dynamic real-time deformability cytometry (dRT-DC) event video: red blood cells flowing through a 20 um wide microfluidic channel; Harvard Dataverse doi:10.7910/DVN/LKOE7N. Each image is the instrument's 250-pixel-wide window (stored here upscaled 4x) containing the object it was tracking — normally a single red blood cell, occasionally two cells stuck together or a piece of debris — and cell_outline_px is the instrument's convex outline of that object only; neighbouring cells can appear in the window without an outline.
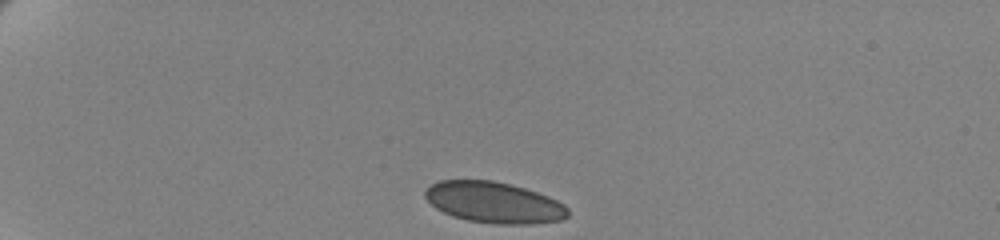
{"species": "human", "species_latin": "Homo sapiens", "temperature_condition": "cold", "stored_images_in_passage": 45, "camera_frame_rate_fps": 3000, "um_per_image_px": 0.085, "donor": {"sex": "female"}, "frame": {"image": 1, "passage_image": 1, "time_ms": 0.0, "image_size_px": [1000, 240], "cell_outline_px": [[568, 216], [560, 220], [532, 224], [496, 224], [468, 220], [452, 216], [436, 208], [424, 196], [424, 192], [432, 184], [440, 180], [492, 180], [524, 188], [548, 196], [564, 204], [568, 208]], "centroid_in_image_um": [41.99, 17.21], "position_along_channel_um": 43.0, "area_um2": 33.99}}
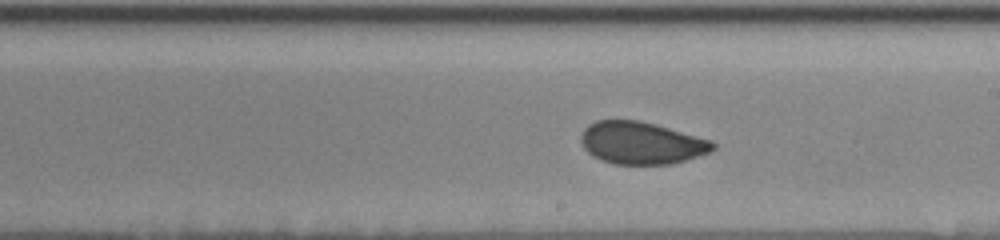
{"frame": {"image": 2, "passage_image": 23, "time_ms": 7.333, "image_size_px": [1000, 240], "cell_outline_px": [[716, 148], [712, 152], [672, 164], [612, 164], [592, 156], [584, 148], [580, 140], [580, 136], [584, 128], [588, 124], [596, 120], [640, 120], [656, 124], [712, 140], [716, 144]], "centroid_in_image_um": [54.53, 12.15], "position_along_channel_um": 234.5, "area_um2": 32.89}}
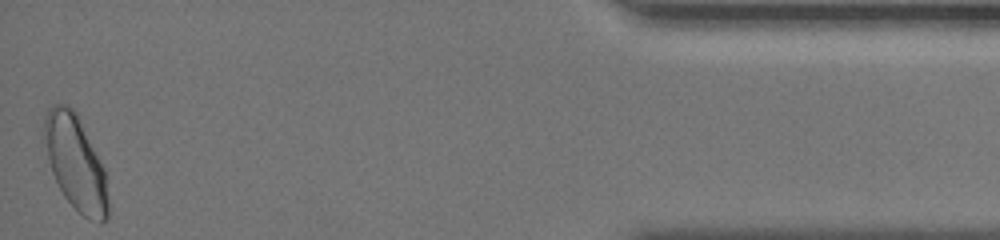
{"frame": {"image": 3, "passage_image": 45, "time_ms": 14.667, "image_size_px": [1000, 240], "cell_outline_px": [[108, 216], [100, 224], [84, 216], [64, 196], [52, 172], [48, 156], [44, 128], [44, 116], [48, 108], [52, 104], [68, 104], [76, 112], [104, 168], [108, 200]], "centroid_in_image_um": [6.43, 13.82], "position_along_channel_um": 428.8, "area_um2": 34.51}, "authors_computed_cell_mechanics": {"area_um2": 33.4084, "velocity_mm_per_s": 3.4371, "shape_relaxation_time_tau1_ms": 7.2354, "shape_relaxation_time_tau2_ms": null, "deformation_change_tau1": 0.0979, "deformation_change_tau2": null}}